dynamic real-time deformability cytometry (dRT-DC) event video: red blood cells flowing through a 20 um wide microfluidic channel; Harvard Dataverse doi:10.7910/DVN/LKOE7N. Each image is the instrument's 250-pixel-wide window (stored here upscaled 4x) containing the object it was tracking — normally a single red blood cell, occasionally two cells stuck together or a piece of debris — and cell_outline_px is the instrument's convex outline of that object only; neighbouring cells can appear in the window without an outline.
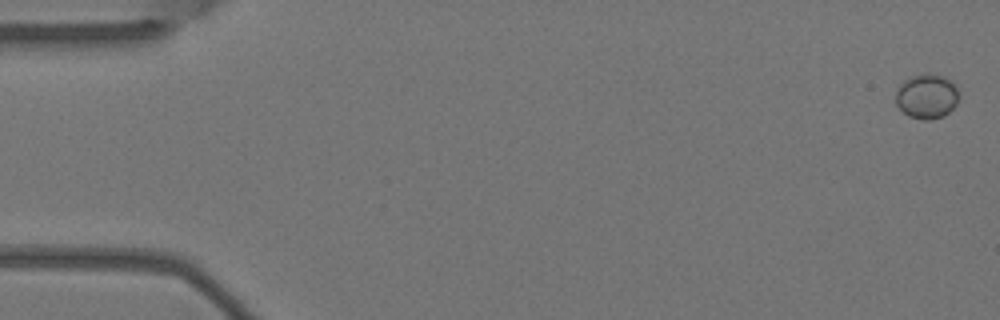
{"species": "Egyptian fruit bat (a non-hibernating species)", "species_latin": "Rousettus aegyptiacus", "temperature_condition": "warm", "stored_images_in_passage": 5, "camera_frame_rate_fps": 3000, "um_per_image_px": 0.085, "animal": {"sex": "female"}, "frame": {"image": 1, "passage_image": 1, "time_ms": 0.0, "image_size_px": [1000, 320], "cell_outline_px": [[960, 96], [956, 104], [944, 116], [928, 120], [924, 120], [908, 116], [896, 104], [896, 92], [900, 84], [904, 80], [912, 76], [928, 72], [944, 76], [956, 88]], "centroid_in_image_um": [78.77, 8.18], "position_along_channel_um": 6.2, "area_um2": 16.42}}
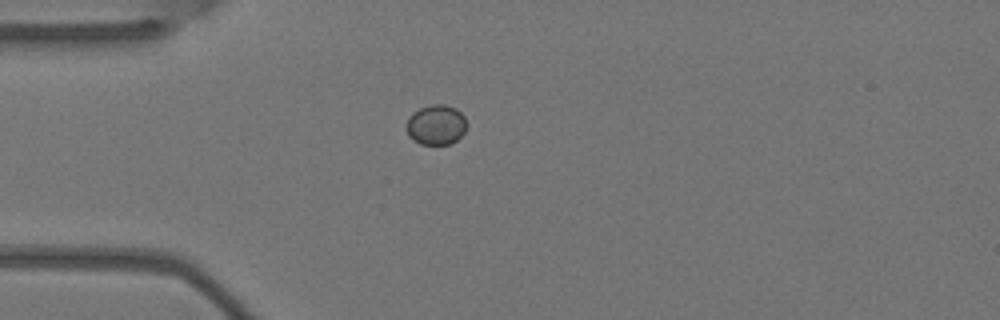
{"frame": {"image": 2, "passage_image": 5, "time_ms": 1.333, "image_size_px": [1000, 320], "cell_outline_px": [[468, 124], [464, 132], [452, 144], [420, 144], [412, 140], [408, 136], [408, 120], [412, 112], [420, 108], [432, 104], [444, 104], [456, 108], [464, 116]], "centroid_in_image_um": [37.09, 10.61], "position_along_channel_um": 47.9, "area_um2": 14.1}}